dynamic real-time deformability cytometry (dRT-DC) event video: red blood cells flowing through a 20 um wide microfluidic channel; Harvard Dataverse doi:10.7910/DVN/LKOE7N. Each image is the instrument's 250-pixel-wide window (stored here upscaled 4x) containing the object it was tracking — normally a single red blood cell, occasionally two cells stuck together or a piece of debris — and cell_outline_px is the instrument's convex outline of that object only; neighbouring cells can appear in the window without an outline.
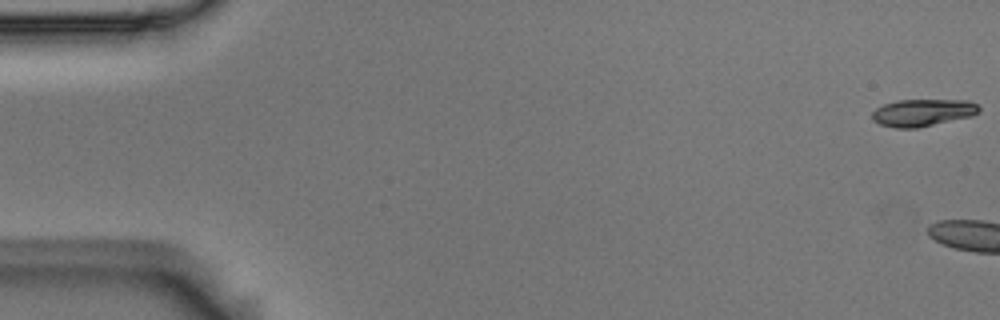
{"species": "Egyptian fruit bat (a non-hibernating species)", "species_latin": "Rousettus aegyptiacus", "temperature_condition": "room temperature", "stored_images_in_passage": 5, "camera_frame_rate_fps": 3000, "um_per_image_px": 0.085, "animal": {"sex": "male"}, "frame": {"image": 1, "passage_image": 1, "time_ms": 0.0, "image_size_px": [1000, 320], "cell_outline_px": [[980, 112], [972, 116], [916, 128], [896, 128], [880, 124], [872, 120], [872, 112], [876, 108], [884, 104], [896, 100], [968, 100], [976, 104], [980, 108]], "centroid_in_image_um": [78.42, 9.57], "position_along_channel_um": 6.6, "area_um2": 16.94}}